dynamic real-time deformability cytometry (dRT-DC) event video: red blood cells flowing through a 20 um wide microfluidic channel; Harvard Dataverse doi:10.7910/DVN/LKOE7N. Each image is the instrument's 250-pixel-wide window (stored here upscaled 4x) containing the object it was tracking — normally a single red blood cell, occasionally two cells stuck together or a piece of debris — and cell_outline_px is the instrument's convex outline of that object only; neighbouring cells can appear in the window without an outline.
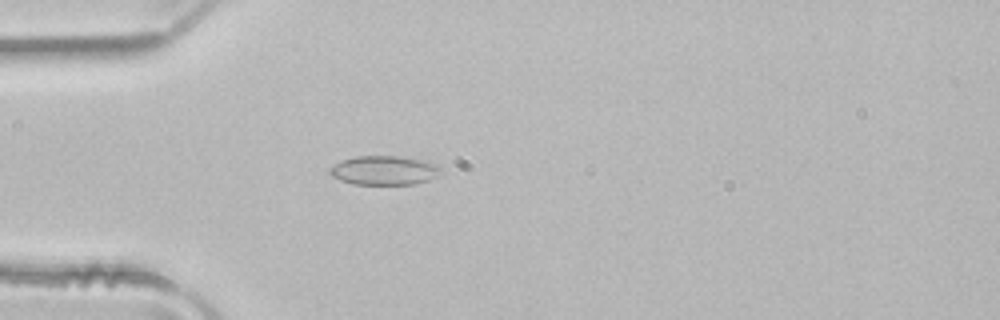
{"species": "common noctule bat (a hibernating species)", "species_latin": "Nyctalus noctula", "temperature_condition": "room temperature", "stored_images_in_passage": 27, "camera_frame_rate_fps": 3000, "um_per_image_px": 0.085, "animal": {"sex": "male", "body_mass_g": 21.5, "forearm_length_mm": 52.0}, "frame": {"image": 1, "passage_image": 5, "time_ms": 1.333, "image_size_px": [1000, 320], "cell_outline_px": [[444, 172], [428, 180], [416, 184], [352, 184], [340, 180], [332, 176], [328, 172], [328, 168], [340, 160], [356, 156], [400, 156], [424, 160], [436, 164], [444, 168]], "centroid_in_image_um": [32.67, 14.47], "position_along_channel_um": 52.3, "area_um2": 19.19}}